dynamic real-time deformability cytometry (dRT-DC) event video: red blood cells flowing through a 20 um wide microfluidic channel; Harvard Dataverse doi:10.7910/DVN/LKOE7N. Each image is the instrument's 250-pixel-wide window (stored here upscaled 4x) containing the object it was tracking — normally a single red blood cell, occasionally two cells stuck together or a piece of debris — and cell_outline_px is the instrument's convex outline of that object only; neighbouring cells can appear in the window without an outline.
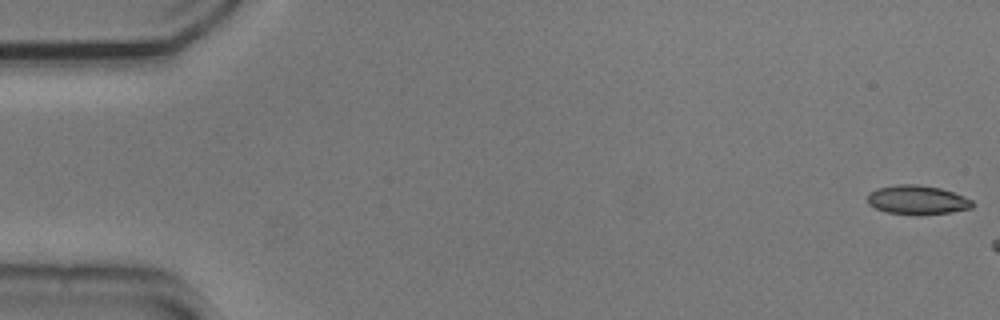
{"species": "common noctule bat (a hibernating species)", "species_latin": "Nyctalus noctula", "temperature_condition": "cold", "stored_images_in_passage": 7, "camera_frame_rate_fps": 3000, "um_per_image_px": 0.085, "animal": {"sex": "male", "body_mass_g": 20.5, "forearm_length_mm": 52.5}, "frame": {"image": 1, "passage_image": 1, "time_ms": 0.0, "image_size_px": [1000, 320], "cell_outline_px": [[976, 204], [972, 208], [952, 212], [920, 216], [916, 216], [888, 212], [876, 208], [868, 204], [868, 192], [876, 188], [896, 184], [916, 184], [940, 188], [964, 196], [972, 200]], "centroid_in_image_um": [77.98, 17.0], "position_along_channel_um": 7.0, "area_um2": 18.15}}